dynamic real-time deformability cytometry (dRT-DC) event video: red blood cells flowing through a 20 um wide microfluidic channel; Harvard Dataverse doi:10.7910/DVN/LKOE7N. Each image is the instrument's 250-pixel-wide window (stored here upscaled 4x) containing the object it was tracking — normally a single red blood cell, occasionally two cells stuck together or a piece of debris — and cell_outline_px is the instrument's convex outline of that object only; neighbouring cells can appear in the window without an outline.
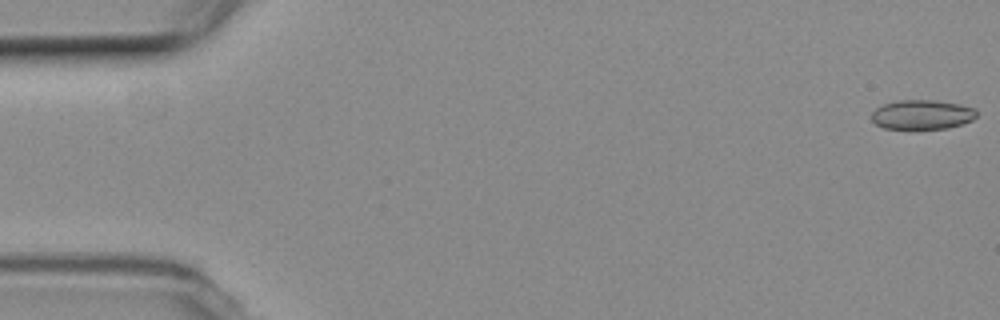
{"species": "common noctule bat (a hibernating species)", "species_latin": "Nyctalus noctula", "temperature_condition": "room temperature", "stored_images_in_passage": 17, "camera_frame_rate_fps": 3000, "um_per_image_px": 0.085, "animal": {"sex": "female", "body_mass_g": 19.3, "forearm_length_mm": 54.1}, "frame": {"image": 1, "passage_image": 1, "time_ms": 0.0, "image_size_px": [1000, 320], "cell_outline_px": [[976, 116], [972, 120], [948, 128], [884, 128], [876, 124], [872, 120], [872, 112], [876, 108], [884, 104], [896, 100], [936, 100], [960, 104], [976, 108]], "centroid_in_image_um": [78.38, 9.72], "position_along_channel_um": 6.6, "area_um2": 17.92}}
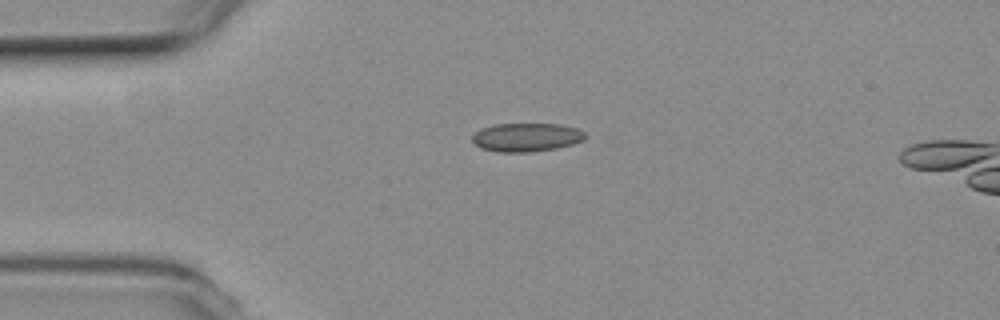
{"frame": {"image": 2, "passage_image": 13, "time_ms": 4.0, "image_size_px": [1000, 320], "cell_outline_px": [[584, 140], [572, 144], [556, 148], [532, 152], [496, 152], [480, 148], [472, 140], [472, 136], [480, 128], [496, 124], [560, 124], [576, 128], [584, 132]], "centroid_in_image_um": [44.72, 11.67], "position_along_channel_um": 40.3, "area_um2": 18.79}}